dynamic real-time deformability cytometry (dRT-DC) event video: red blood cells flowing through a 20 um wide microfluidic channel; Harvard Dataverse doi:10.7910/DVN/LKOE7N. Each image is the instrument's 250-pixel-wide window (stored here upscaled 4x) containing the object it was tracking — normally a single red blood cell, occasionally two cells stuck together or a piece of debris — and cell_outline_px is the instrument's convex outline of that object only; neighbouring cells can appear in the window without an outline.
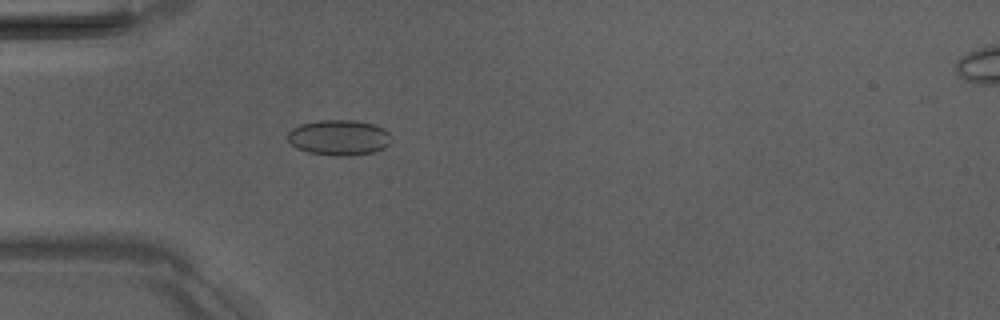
{"species": "Egyptian fruit bat (a non-hibernating species)", "species_latin": "Rousettus aegyptiacus", "temperature_condition": "room temperature", "stored_images_in_passage": 6, "camera_frame_rate_fps": 3000, "um_per_image_px": 0.085, "animal": {"sex": "male"}, "frame": {"image": 1, "passage_image": 5, "time_ms": 4.667, "image_size_px": [1000, 320], "cell_outline_px": [[392, 140], [384, 148], [376, 152], [348, 156], [336, 156], [308, 152], [296, 148], [288, 140], [288, 132], [292, 128], [300, 124], [320, 120], [356, 120], [376, 124], [384, 128], [392, 136]], "centroid_in_image_um": [28.85, 11.69], "position_along_channel_um": 56.1, "area_um2": 21.73}}